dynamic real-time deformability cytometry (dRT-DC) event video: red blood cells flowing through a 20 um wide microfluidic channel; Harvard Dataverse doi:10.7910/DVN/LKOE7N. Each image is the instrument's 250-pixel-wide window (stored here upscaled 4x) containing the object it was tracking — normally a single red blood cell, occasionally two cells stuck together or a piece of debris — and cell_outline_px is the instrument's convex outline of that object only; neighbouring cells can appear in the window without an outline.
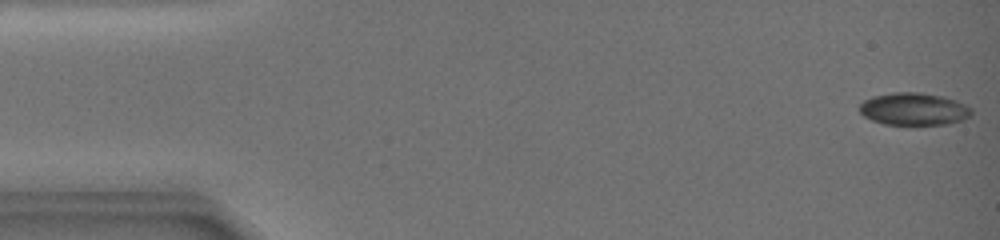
{"species": "common noctule bat (a hibernating species)", "species_latin": "Nyctalus noctula", "temperature_condition": "warm", "stored_images_in_passage": 35, "camera_frame_rate_fps": 3000, "um_per_image_px": 0.085, "animal": {"sex": "female", "body_mass_g": 19.0, "forearm_length_mm": 51.5}, "frame": {"image": 1, "passage_image": 1, "time_ms": 0.0, "image_size_px": [1000, 240], "cell_outline_px": [[972, 112], [964, 120], [948, 124], [884, 124], [872, 120], [864, 116], [860, 112], [860, 104], [864, 100], [872, 96], [892, 92], [920, 92], [944, 96], [956, 100], [972, 108]], "centroid_in_image_um": [77.68, 9.25], "position_along_channel_um": 7.3, "area_um2": 21.21}}
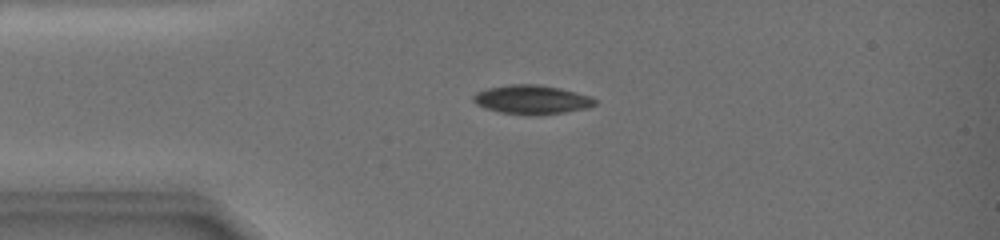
{"frame": {"image": 2, "passage_image": 19, "time_ms": 4.333, "image_size_px": [1000, 240], "cell_outline_px": [[596, 104], [588, 108], [564, 112], [536, 116], [528, 116], [500, 112], [484, 108], [476, 104], [472, 100], [472, 96], [476, 92], [488, 88], [508, 84], [536, 84], [560, 88], [592, 96], [596, 100]], "centroid_in_image_um": [45.19, 8.48], "position_along_channel_um": 39.8, "area_um2": 20.87}}